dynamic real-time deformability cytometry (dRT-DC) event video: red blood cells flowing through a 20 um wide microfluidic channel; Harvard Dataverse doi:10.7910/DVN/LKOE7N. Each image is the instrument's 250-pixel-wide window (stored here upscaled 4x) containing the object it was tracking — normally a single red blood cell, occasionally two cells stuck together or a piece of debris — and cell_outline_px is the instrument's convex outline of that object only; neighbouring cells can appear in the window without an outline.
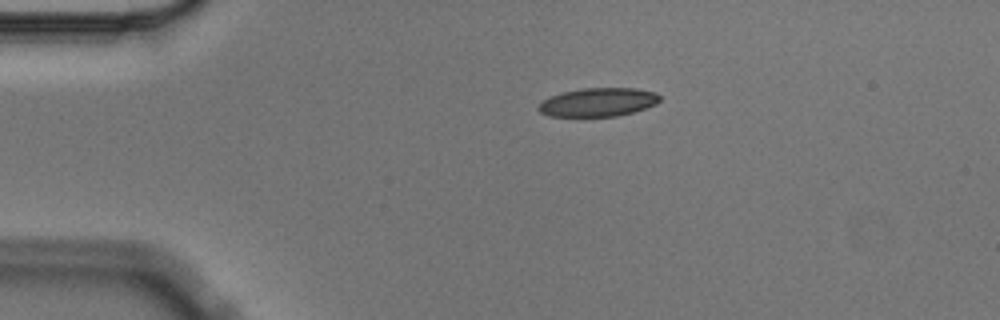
{"species": "Egyptian fruit bat (a non-hibernating species)", "species_latin": "Rousettus aegyptiacus", "temperature_condition": "cold", "stored_images_in_passage": 3, "camera_frame_rate_fps": 3000, "um_per_image_px": 0.085, "animal": {"sex": "male"}, "frame": {"image": 1, "passage_image": 1, "time_ms": 0.0, "image_size_px": [1000, 320], "cell_outline_px": [[660, 100], [656, 104], [632, 112], [616, 116], [548, 116], [540, 112], [536, 108], [544, 100], [552, 96], [564, 92], [584, 88], [636, 88], [656, 92], [660, 96]], "centroid_in_image_um": [50.86, 8.68], "position_along_channel_um": 34.1, "area_um2": 20.0}}
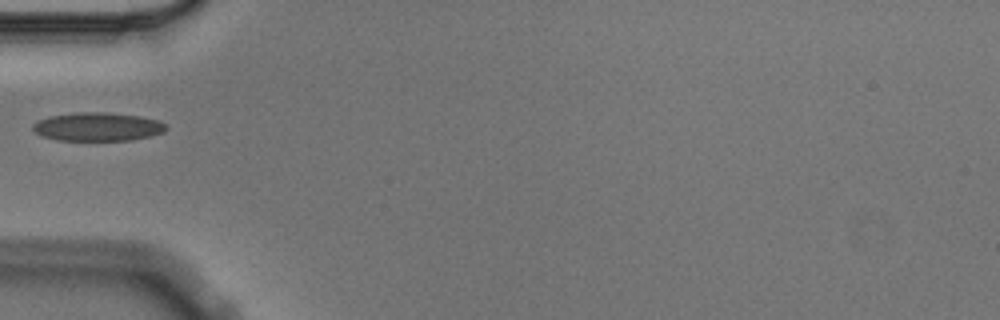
{"frame": {"image": 2, "passage_image": 3, "time_ms": 0.667, "image_size_px": [1000, 320], "cell_outline_px": [[168, 128], [164, 132], [132, 140], [56, 140], [40, 136], [32, 128], [32, 124], [48, 116], [76, 112], [100, 112], [140, 116], [160, 120], [168, 124]], "centroid_in_image_um": [8.31, 10.77], "position_along_channel_um": 76.7, "area_um2": 22.25}}